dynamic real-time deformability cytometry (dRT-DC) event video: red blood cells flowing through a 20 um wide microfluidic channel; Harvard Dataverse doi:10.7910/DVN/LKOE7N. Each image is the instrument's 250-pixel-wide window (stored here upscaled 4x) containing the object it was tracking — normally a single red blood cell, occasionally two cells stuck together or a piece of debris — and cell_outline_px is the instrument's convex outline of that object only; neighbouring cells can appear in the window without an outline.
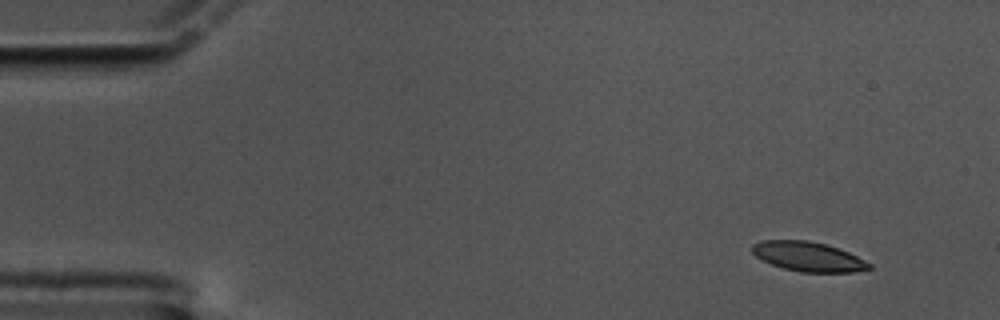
{"species": "common noctule bat (a hibernating species)", "species_latin": "Nyctalus noctula", "temperature_condition": "cold", "stored_images_in_passage": 14, "camera_frame_rate_fps": 3000, "um_per_image_px": 0.085, "animal": {"sex": "male", "body_mass_g": 17.5, "forearm_length_mm": 52.3}, "frame": {"image": 1, "passage_image": 1, "time_ms": 0.0, "image_size_px": [1000, 320], "cell_outline_px": [[872, 268], [856, 272], [800, 272], [784, 268], [772, 264], [756, 256], [752, 252], [752, 244], [764, 240], [808, 240], [824, 244], [848, 252], [872, 264]], "centroid_in_image_um": [68.71, 21.81], "position_along_channel_um": 16.3, "area_um2": 19.94}}
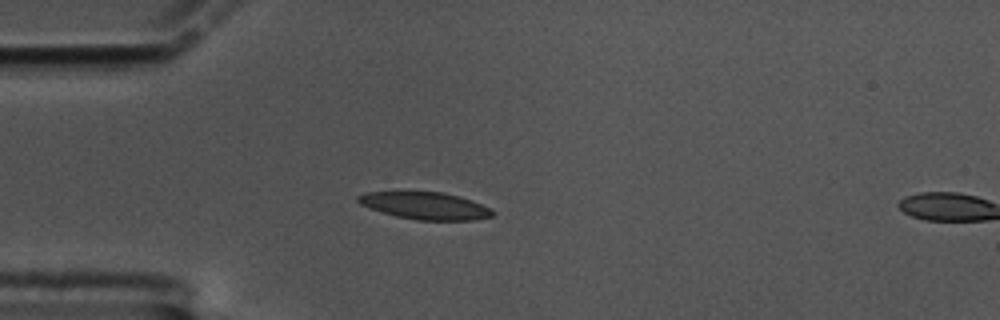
{"frame": {"image": 2, "passage_image": 12, "time_ms": 3.667, "image_size_px": [1000, 320], "cell_outline_px": [[496, 212], [492, 216], [472, 220], [416, 220], [396, 216], [368, 208], [360, 204], [356, 200], [356, 196], [368, 192], [440, 192], [460, 196], [472, 200], [492, 208]], "centroid_in_image_um": [36.16, 17.49], "position_along_channel_um": 48.8, "area_um2": 21.39}}